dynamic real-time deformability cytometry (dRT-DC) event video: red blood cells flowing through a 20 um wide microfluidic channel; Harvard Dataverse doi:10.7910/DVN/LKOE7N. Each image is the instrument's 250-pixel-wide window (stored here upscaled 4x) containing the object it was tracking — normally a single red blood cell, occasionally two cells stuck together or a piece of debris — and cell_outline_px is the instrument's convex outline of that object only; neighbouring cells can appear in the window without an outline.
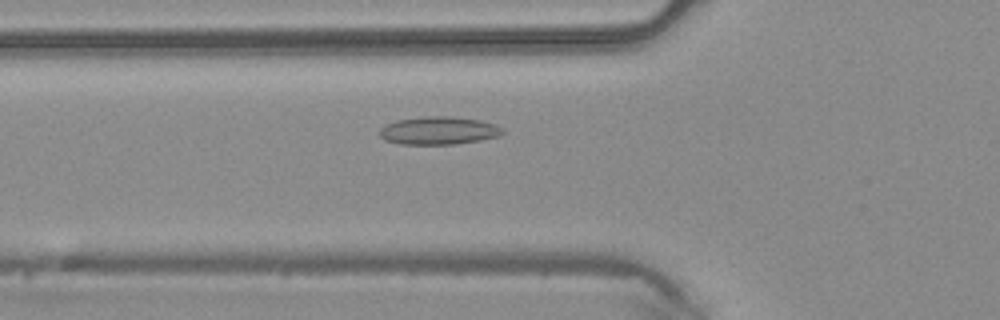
{"species": "common noctule bat (a hibernating species)", "species_latin": "Nyctalus noctula", "temperature_condition": "warm", "stored_images_in_passage": 34, "camera_frame_rate_fps": 3000, "um_per_image_px": 0.085, "animal": {"sex": "male", "body_mass_g": 20.4}, "frame": {"image": 1, "passage_image": 4, "time_ms": 1.0, "image_size_px": [1000, 320], "cell_outline_px": [[504, 132], [500, 136], [480, 140], [452, 144], [400, 144], [384, 140], [380, 136], [380, 128], [396, 120], [428, 116], [448, 116], [480, 120], [492, 124], [500, 128]], "centroid_in_image_um": [37.26, 11.1], "position_along_channel_um": 88.5, "area_um2": 19.77}}
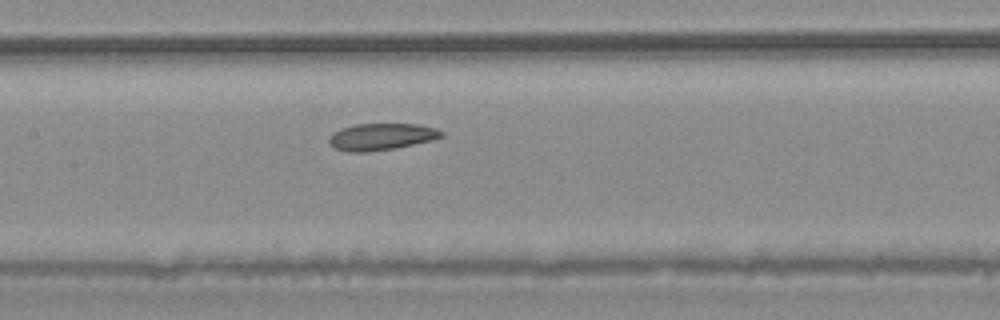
{"frame": {"image": 2, "passage_image": 10, "time_ms": 3.0, "image_size_px": [1000, 320], "cell_outline_px": [[444, 136], [432, 140], [396, 148], [368, 152], [348, 152], [336, 148], [328, 144], [328, 140], [332, 132], [340, 128], [356, 124], [420, 124], [436, 128], [444, 132]], "centroid_in_image_um": [32.41, 11.62], "position_along_channel_um": 175.0, "area_um2": 17.74}}
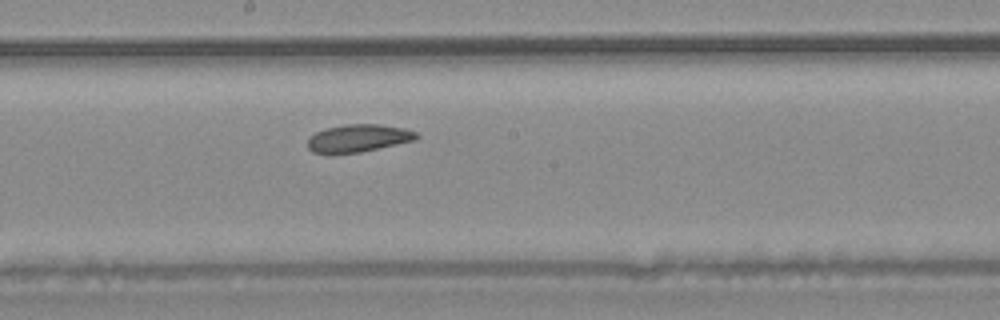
{"frame": {"image": 3, "passage_image": 13, "time_ms": 4.0, "image_size_px": [1000, 320], "cell_outline_px": [[420, 136], [416, 140], [360, 152], [332, 156], [312, 152], [308, 148], [308, 140], [316, 132], [328, 128], [344, 124], [380, 124], [404, 128], [416, 132]], "centroid_in_image_um": [30.44, 11.77], "position_along_channel_um": 217.8, "area_um2": 17.86}}